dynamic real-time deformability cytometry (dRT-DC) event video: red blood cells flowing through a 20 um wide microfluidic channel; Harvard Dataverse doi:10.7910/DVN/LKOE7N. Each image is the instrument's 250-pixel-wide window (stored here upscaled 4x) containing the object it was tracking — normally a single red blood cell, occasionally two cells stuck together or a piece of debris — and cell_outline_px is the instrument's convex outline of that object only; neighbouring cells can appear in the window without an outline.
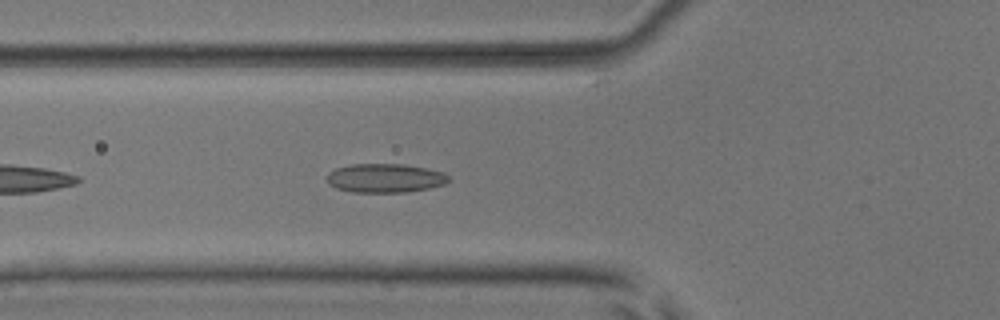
{"species": "common noctule bat (a hibernating species)", "species_latin": "Nyctalus noctula", "temperature_condition": "room temperature", "stored_images_in_passage": 35, "camera_frame_rate_fps": 3000, "um_per_image_px": 0.085, "animal": {"sex": "male", "body_mass_g": 17.9, "forearm_length_mm": 54.2}, "frame": {"image": 1, "passage_image": 6, "time_ms": 1.667, "image_size_px": [1000, 320], "cell_outline_px": [[448, 180], [444, 184], [428, 188], [404, 192], [352, 192], [336, 188], [328, 184], [328, 172], [336, 168], [352, 164], [404, 164], [428, 168], [444, 172], [448, 176]], "centroid_in_image_um": [32.72, 15.13], "position_along_channel_um": 93.1, "area_um2": 20.46}}
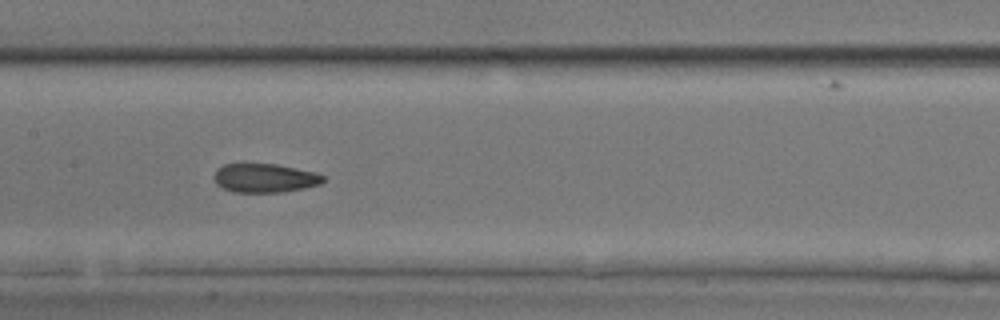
{"frame": {"image": 2, "passage_image": 13, "time_ms": 4.0, "image_size_px": [1000, 320], "cell_outline_px": [[324, 180], [320, 184], [304, 188], [280, 192], [232, 192], [216, 184], [212, 176], [216, 168], [224, 164], [276, 164], [316, 172], [324, 176]], "centroid_in_image_um": [22.47, 15.13], "position_along_channel_um": 184.9, "area_um2": 18.44}}
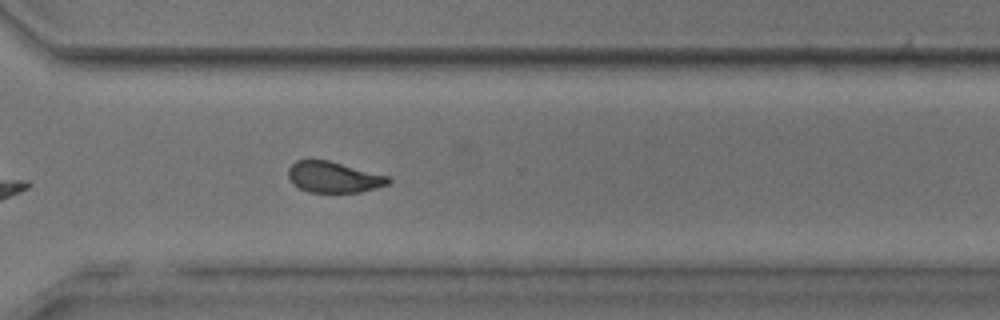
{"frame": {"image": 3, "passage_image": 25, "time_ms": 8.0, "image_size_px": [1000, 320], "cell_outline_px": [[392, 180], [388, 184], [376, 188], [360, 192], [308, 192], [292, 184], [288, 176], [288, 168], [296, 160], [328, 160], [388, 176]], "centroid_in_image_um": [28.34, 15.06], "position_along_channel_um": 342.3, "area_um2": 17.98}, "authors_computed_cell_mechanics": {"area_um2": 18.6694, "velocity_mm_per_s": 3.9373, "shape_relaxation_time_tau1_ms": null, "shape_relaxation_time_tau2_ms": 1.6421, "deformation_change_tau1": null, "deformation_change_tau2": 0.0836}}